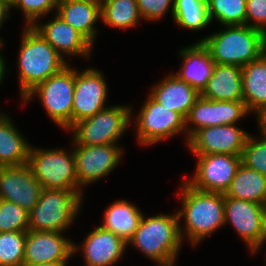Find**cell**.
<instances>
[{"instance_id":"cell-1","label":"cell","mask_w":266,"mask_h":266,"mask_svg":"<svg viewBox=\"0 0 266 266\" xmlns=\"http://www.w3.org/2000/svg\"><path fill=\"white\" fill-rule=\"evenodd\" d=\"M227 30L200 40L216 64L243 67L266 52V34L247 25H226Z\"/></svg>"},{"instance_id":"cell-2","label":"cell","mask_w":266,"mask_h":266,"mask_svg":"<svg viewBox=\"0 0 266 266\" xmlns=\"http://www.w3.org/2000/svg\"><path fill=\"white\" fill-rule=\"evenodd\" d=\"M178 213L176 215H158L146 218L142 216L132 239L128 242L158 266H173L181 248L183 229L181 230Z\"/></svg>"},{"instance_id":"cell-3","label":"cell","mask_w":266,"mask_h":266,"mask_svg":"<svg viewBox=\"0 0 266 266\" xmlns=\"http://www.w3.org/2000/svg\"><path fill=\"white\" fill-rule=\"evenodd\" d=\"M18 57L21 95L67 66L64 58L32 26H26Z\"/></svg>"},{"instance_id":"cell-4","label":"cell","mask_w":266,"mask_h":266,"mask_svg":"<svg viewBox=\"0 0 266 266\" xmlns=\"http://www.w3.org/2000/svg\"><path fill=\"white\" fill-rule=\"evenodd\" d=\"M183 183V208L178 217L184 215L186 235L195 245L225 224L224 194L199 191L186 181Z\"/></svg>"},{"instance_id":"cell-5","label":"cell","mask_w":266,"mask_h":266,"mask_svg":"<svg viewBox=\"0 0 266 266\" xmlns=\"http://www.w3.org/2000/svg\"><path fill=\"white\" fill-rule=\"evenodd\" d=\"M81 198V191L43 189L38 203L28 214V230L65 231L79 212Z\"/></svg>"},{"instance_id":"cell-6","label":"cell","mask_w":266,"mask_h":266,"mask_svg":"<svg viewBox=\"0 0 266 266\" xmlns=\"http://www.w3.org/2000/svg\"><path fill=\"white\" fill-rule=\"evenodd\" d=\"M28 164L43 189L81 191L76 175L75 156L64 150L30 147Z\"/></svg>"},{"instance_id":"cell-7","label":"cell","mask_w":266,"mask_h":266,"mask_svg":"<svg viewBox=\"0 0 266 266\" xmlns=\"http://www.w3.org/2000/svg\"><path fill=\"white\" fill-rule=\"evenodd\" d=\"M131 107H107L92 117L74 123L69 129L74 131L73 144L107 145L116 144L130 124Z\"/></svg>"},{"instance_id":"cell-8","label":"cell","mask_w":266,"mask_h":266,"mask_svg":"<svg viewBox=\"0 0 266 266\" xmlns=\"http://www.w3.org/2000/svg\"><path fill=\"white\" fill-rule=\"evenodd\" d=\"M75 88V70L68 65L35 86L24 98V102L36 95L40 98L49 117L58 126H72V105Z\"/></svg>"},{"instance_id":"cell-9","label":"cell","mask_w":266,"mask_h":266,"mask_svg":"<svg viewBox=\"0 0 266 266\" xmlns=\"http://www.w3.org/2000/svg\"><path fill=\"white\" fill-rule=\"evenodd\" d=\"M224 221H230L252 253L265 243L266 205L224 197Z\"/></svg>"},{"instance_id":"cell-10","label":"cell","mask_w":266,"mask_h":266,"mask_svg":"<svg viewBox=\"0 0 266 266\" xmlns=\"http://www.w3.org/2000/svg\"><path fill=\"white\" fill-rule=\"evenodd\" d=\"M136 125L140 144L151 145L184 131L186 119L149 95L141 108Z\"/></svg>"},{"instance_id":"cell-11","label":"cell","mask_w":266,"mask_h":266,"mask_svg":"<svg viewBox=\"0 0 266 266\" xmlns=\"http://www.w3.org/2000/svg\"><path fill=\"white\" fill-rule=\"evenodd\" d=\"M195 176L185 181L199 191L223 193L230 187L241 164V156L231 154L197 155Z\"/></svg>"},{"instance_id":"cell-12","label":"cell","mask_w":266,"mask_h":266,"mask_svg":"<svg viewBox=\"0 0 266 266\" xmlns=\"http://www.w3.org/2000/svg\"><path fill=\"white\" fill-rule=\"evenodd\" d=\"M42 190L28 163L0 167V199L13 202L30 212L38 203Z\"/></svg>"},{"instance_id":"cell-13","label":"cell","mask_w":266,"mask_h":266,"mask_svg":"<svg viewBox=\"0 0 266 266\" xmlns=\"http://www.w3.org/2000/svg\"><path fill=\"white\" fill-rule=\"evenodd\" d=\"M249 134L235 124L198 130L187 142L196 155L231 154L241 156Z\"/></svg>"},{"instance_id":"cell-14","label":"cell","mask_w":266,"mask_h":266,"mask_svg":"<svg viewBox=\"0 0 266 266\" xmlns=\"http://www.w3.org/2000/svg\"><path fill=\"white\" fill-rule=\"evenodd\" d=\"M116 145H76L73 153L80 186L101 179L116 167L122 154V149Z\"/></svg>"},{"instance_id":"cell-15","label":"cell","mask_w":266,"mask_h":266,"mask_svg":"<svg viewBox=\"0 0 266 266\" xmlns=\"http://www.w3.org/2000/svg\"><path fill=\"white\" fill-rule=\"evenodd\" d=\"M107 94L106 82L99 70L89 68L81 73L75 70L72 125L105 109Z\"/></svg>"},{"instance_id":"cell-16","label":"cell","mask_w":266,"mask_h":266,"mask_svg":"<svg viewBox=\"0 0 266 266\" xmlns=\"http://www.w3.org/2000/svg\"><path fill=\"white\" fill-rule=\"evenodd\" d=\"M248 112L244 101H214L200 96L186 117V126L191 122L195 127L189 128L187 141L205 127L236 124Z\"/></svg>"},{"instance_id":"cell-17","label":"cell","mask_w":266,"mask_h":266,"mask_svg":"<svg viewBox=\"0 0 266 266\" xmlns=\"http://www.w3.org/2000/svg\"><path fill=\"white\" fill-rule=\"evenodd\" d=\"M61 234L53 231H26L23 266L67 262L78 251V246Z\"/></svg>"},{"instance_id":"cell-18","label":"cell","mask_w":266,"mask_h":266,"mask_svg":"<svg viewBox=\"0 0 266 266\" xmlns=\"http://www.w3.org/2000/svg\"><path fill=\"white\" fill-rule=\"evenodd\" d=\"M32 27L40 34L62 57L66 55L90 56L91 44L82 34L63 21L58 15L53 21L43 25L33 24Z\"/></svg>"},{"instance_id":"cell-19","label":"cell","mask_w":266,"mask_h":266,"mask_svg":"<svg viewBox=\"0 0 266 266\" xmlns=\"http://www.w3.org/2000/svg\"><path fill=\"white\" fill-rule=\"evenodd\" d=\"M127 245L119 236L101 226L85 239L82 250L87 266H111L119 261Z\"/></svg>"},{"instance_id":"cell-20","label":"cell","mask_w":266,"mask_h":266,"mask_svg":"<svg viewBox=\"0 0 266 266\" xmlns=\"http://www.w3.org/2000/svg\"><path fill=\"white\" fill-rule=\"evenodd\" d=\"M179 52L184 63H182L180 72L176 73L175 76L201 93L212 76L215 61L211 58L209 50L202 41H198Z\"/></svg>"},{"instance_id":"cell-21","label":"cell","mask_w":266,"mask_h":266,"mask_svg":"<svg viewBox=\"0 0 266 266\" xmlns=\"http://www.w3.org/2000/svg\"><path fill=\"white\" fill-rule=\"evenodd\" d=\"M56 15L92 44L96 35L93 25L101 18V0H60Z\"/></svg>"},{"instance_id":"cell-22","label":"cell","mask_w":266,"mask_h":266,"mask_svg":"<svg viewBox=\"0 0 266 266\" xmlns=\"http://www.w3.org/2000/svg\"><path fill=\"white\" fill-rule=\"evenodd\" d=\"M200 96L214 101H243L242 67L215 64Z\"/></svg>"},{"instance_id":"cell-23","label":"cell","mask_w":266,"mask_h":266,"mask_svg":"<svg viewBox=\"0 0 266 266\" xmlns=\"http://www.w3.org/2000/svg\"><path fill=\"white\" fill-rule=\"evenodd\" d=\"M150 93L159 104L180 113L185 119L190 109L200 97V93L191 85L179 80L175 74L163 79Z\"/></svg>"},{"instance_id":"cell-24","label":"cell","mask_w":266,"mask_h":266,"mask_svg":"<svg viewBox=\"0 0 266 266\" xmlns=\"http://www.w3.org/2000/svg\"><path fill=\"white\" fill-rule=\"evenodd\" d=\"M243 101L249 112L259 114L266 108V52L242 67Z\"/></svg>"},{"instance_id":"cell-25","label":"cell","mask_w":266,"mask_h":266,"mask_svg":"<svg viewBox=\"0 0 266 266\" xmlns=\"http://www.w3.org/2000/svg\"><path fill=\"white\" fill-rule=\"evenodd\" d=\"M143 214L133 204L121 200L116 201L105 211L103 225L116 236H119L126 244L136 232Z\"/></svg>"},{"instance_id":"cell-26","label":"cell","mask_w":266,"mask_h":266,"mask_svg":"<svg viewBox=\"0 0 266 266\" xmlns=\"http://www.w3.org/2000/svg\"><path fill=\"white\" fill-rule=\"evenodd\" d=\"M224 197L266 205V176L241 163Z\"/></svg>"},{"instance_id":"cell-27","label":"cell","mask_w":266,"mask_h":266,"mask_svg":"<svg viewBox=\"0 0 266 266\" xmlns=\"http://www.w3.org/2000/svg\"><path fill=\"white\" fill-rule=\"evenodd\" d=\"M12 122L8 116L0 113V167L28 163L30 145Z\"/></svg>"},{"instance_id":"cell-28","label":"cell","mask_w":266,"mask_h":266,"mask_svg":"<svg viewBox=\"0 0 266 266\" xmlns=\"http://www.w3.org/2000/svg\"><path fill=\"white\" fill-rule=\"evenodd\" d=\"M140 16L137 0H101V19L123 29L134 27Z\"/></svg>"},{"instance_id":"cell-29","label":"cell","mask_w":266,"mask_h":266,"mask_svg":"<svg viewBox=\"0 0 266 266\" xmlns=\"http://www.w3.org/2000/svg\"><path fill=\"white\" fill-rule=\"evenodd\" d=\"M171 11L175 22L185 29L199 30L211 22L207 0H174Z\"/></svg>"},{"instance_id":"cell-30","label":"cell","mask_w":266,"mask_h":266,"mask_svg":"<svg viewBox=\"0 0 266 266\" xmlns=\"http://www.w3.org/2000/svg\"><path fill=\"white\" fill-rule=\"evenodd\" d=\"M210 21L214 16L221 24L246 25V0H207Z\"/></svg>"},{"instance_id":"cell-31","label":"cell","mask_w":266,"mask_h":266,"mask_svg":"<svg viewBox=\"0 0 266 266\" xmlns=\"http://www.w3.org/2000/svg\"><path fill=\"white\" fill-rule=\"evenodd\" d=\"M26 231L0 233V266H23Z\"/></svg>"},{"instance_id":"cell-32","label":"cell","mask_w":266,"mask_h":266,"mask_svg":"<svg viewBox=\"0 0 266 266\" xmlns=\"http://www.w3.org/2000/svg\"><path fill=\"white\" fill-rule=\"evenodd\" d=\"M29 212L19 205L0 199V233L28 231Z\"/></svg>"},{"instance_id":"cell-33","label":"cell","mask_w":266,"mask_h":266,"mask_svg":"<svg viewBox=\"0 0 266 266\" xmlns=\"http://www.w3.org/2000/svg\"><path fill=\"white\" fill-rule=\"evenodd\" d=\"M257 141V142H255ZM241 163L250 169L266 176V138L256 140L250 135L247 138L241 155Z\"/></svg>"},{"instance_id":"cell-34","label":"cell","mask_w":266,"mask_h":266,"mask_svg":"<svg viewBox=\"0 0 266 266\" xmlns=\"http://www.w3.org/2000/svg\"><path fill=\"white\" fill-rule=\"evenodd\" d=\"M60 0H12V7L21 8L25 15L27 26H32L42 15L58 8Z\"/></svg>"},{"instance_id":"cell-35","label":"cell","mask_w":266,"mask_h":266,"mask_svg":"<svg viewBox=\"0 0 266 266\" xmlns=\"http://www.w3.org/2000/svg\"><path fill=\"white\" fill-rule=\"evenodd\" d=\"M246 25L266 34V0H246Z\"/></svg>"},{"instance_id":"cell-36","label":"cell","mask_w":266,"mask_h":266,"mask_svg":"<svg viewBox=\"0 0 266 266\" xmlns=\"http://www.w3.org/2000/svg\"><path fill=\"white\" fill-rule=\"evenodd\" d=\"M174 0H137L140 16L148 20H158Z\"/></svg>"},{"instance_id":"cell-37","label":"cell","mask_w":266,"mask_h":266,"mask_svg":"<svg viewBox=\"0 0 266 266\" xmlns=\"http://www.w3.org/2000/svg\"><path fill=\"white\" fill-rule=\"evenodd\" d=\"M11 7H12V4L10 0H0V26L2 25V22L4 21V19H6L9 16L8 10ZM0 43L2 44L1 40H0Z\"/></svg>"},{"instance_id":"cell-38","label":"cell","mask_w":266,"mask_h":266,"mask_svg":"<svg viewBox=\"0 0 266 266\" xmlns=\"http://www.w3.org/2000/svg\"><path fill=\"white\" fill-rule=\"evenodd\" d=\"M257 117L259 118L258 119V122L260 124V128H261V134L263 137L266 138V108L264 110H262L258 115Z\"/></svg>"},{"instance_id":"cell-39","label":"cell","mask_w":266,"mask_h":266,"mask_svg":"<svg viewBox=\"0 0 266 266\" xmlns=\"http://www.w3.org/2000/svg\"><path fill=\"white\" fill-rule=\"evenodd\" d=\"M2 45L3 43L0 44V47ZM3 75H5V63H4L3 57L0 56V83L3 81V77H4Z\"/></svg>"},{"instance_id":"cell-40","label":"cell","mask_w":266,"mask_h":266,"mask_svg":"<svg viewBox=\"0 0 266 266\" xmlns=\"http://www.w3.org/2000/svg\"><path fill=\"white\" fill-rule=\"evenodd\" d=\"M67 262H56V263H43L32 266H66Z\"/></svg>"}]
</instances>
